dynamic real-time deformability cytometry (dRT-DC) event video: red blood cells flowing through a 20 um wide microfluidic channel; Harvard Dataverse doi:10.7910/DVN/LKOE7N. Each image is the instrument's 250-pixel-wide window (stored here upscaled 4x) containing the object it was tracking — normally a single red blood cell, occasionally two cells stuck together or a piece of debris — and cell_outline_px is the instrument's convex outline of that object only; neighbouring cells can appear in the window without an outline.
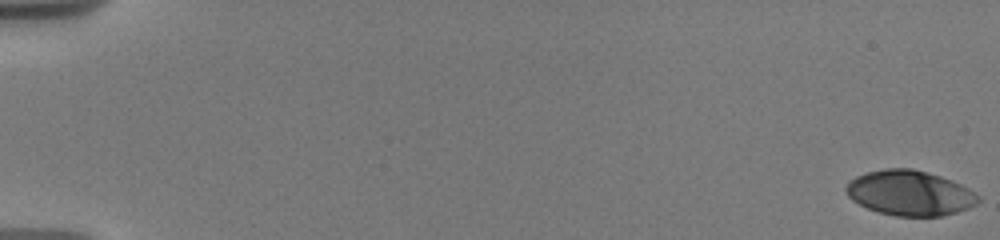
{"species": "human", "species_latin": "Homo sapiens", "temperature_condition": "warm", "stored_images_in_passage": 9, "camera_frame_rate_fps": 3000, "um_per_image_px": 0.085, "donor": {"sex": "male"}, "frame": {"image": 1, "passage_image": 1, "time_ms": 0.0, "image_size_px": [1000, 240], "cell_outline_px": [[980, 200], [976, 204], [968, 208], [956, 212], [940, 216], [896, 216], [880, 212], [868, 208], [852, 200], [848, 196], [844, 188], [848, 180], [856, 176], [868, 172], [884, 168], [912, 168], [928, 172], [940, 176], [960, 184], [968, 188], [980, 196]], "centroid_in_image_um": [77.31, 16.4], "position_along_channel_um": 7.7, "area_um2": 34.68}}
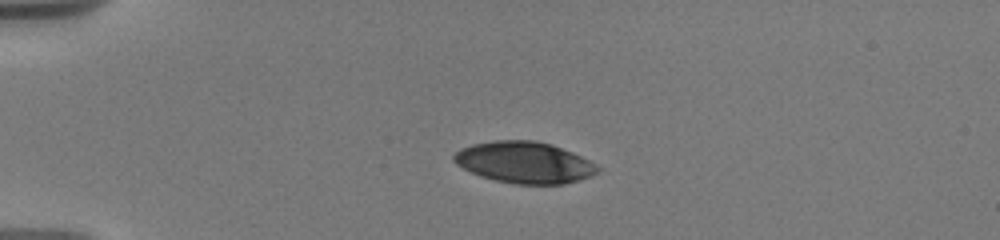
{"frame": {"image": 2, "passage_image": 7, "time_ms": 4.667, "image_size_px": [1000, 240], "cell_outline_px": [[600, 172], [592, 176], [564, 184], [516, 184], [496, 180], [480, 176], [456, 164], [452, 160], [452, 156], [460, 148], [472, 144], [496, 140], [536, 140], [552, 144], [572, 152], [596, 164], [600, 168]], "centroid_in_image_um": [44.58, 13.8], "position_along_channel_um": 40.4, "area_um2": 34.8}}